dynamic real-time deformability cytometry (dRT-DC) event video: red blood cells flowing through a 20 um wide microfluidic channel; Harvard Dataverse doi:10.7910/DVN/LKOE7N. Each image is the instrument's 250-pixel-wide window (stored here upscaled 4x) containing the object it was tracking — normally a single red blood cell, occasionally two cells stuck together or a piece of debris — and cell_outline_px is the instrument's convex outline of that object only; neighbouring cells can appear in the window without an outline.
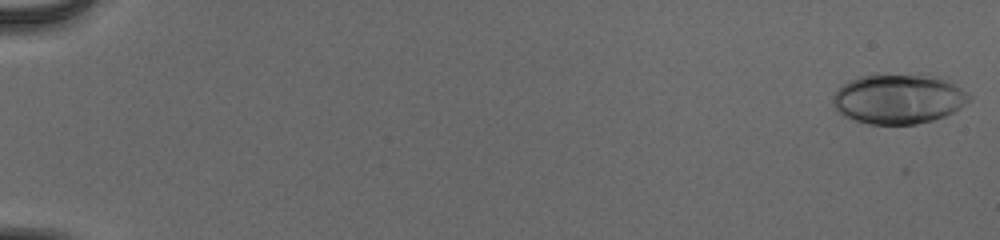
{"species": "human", "species_latin": "Homo sapiens", "temperature_condition": "cold", "stored_images_in_passage": 54, "camera_frame_rate_fps": 3000, "um_per_image_px": 0.085, "donor": {"sex": "male"}, "frame": {"image": 1, "passage_image": 1, "time_ms": 0.0, "image_size_px": [1000, 240], "cell_outline_px": [[972, 96], [960, 108], [944, 116], [932, 120], [916, 124], [868, 124], [844, 116], [836, 108], [832, 100], [832, 96], [836, 88], [848, 80], [860, 76], [920, 72], [928, 72], [968, 92]], "centroid_in_image_um": [76.35, 8.36], "position_along_channel_um": 8.6, "area_um2": 40.06}}
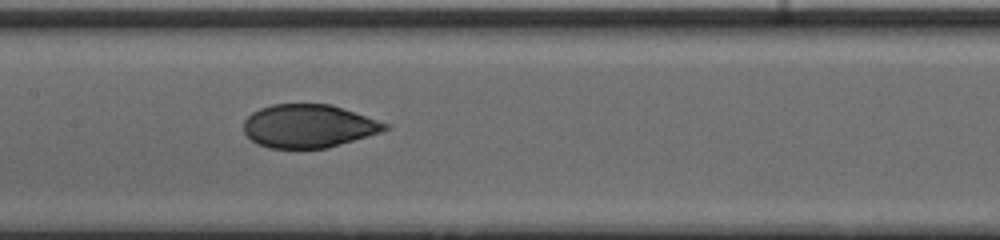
{"frame": {"image": 2, "passage_image": 29, "time_ms": 9.333, "image_size_px": [1000, 240], "cell_outline_px": [[388, 128], [384, 132], [328, 148], [268, 148], [256, 144], [244, 132], [244, 120], [252, 112], [260, 108], [272, 104], [332, 104], [388, 124]], "centroid_in_image_um": [26.23, 10.72], "position_along_channel_um": 181.2, "area_um2": 35.72}}
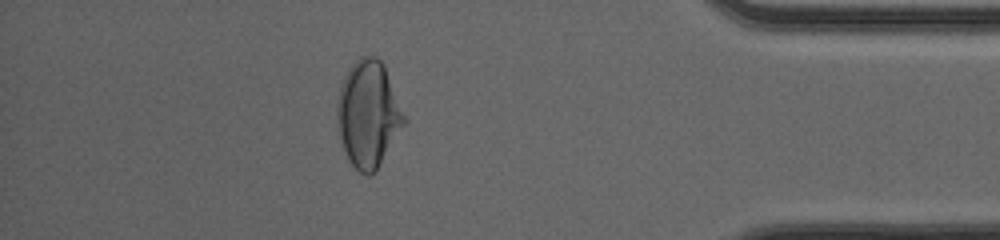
{"frame": {"image": 3, "passage_image": 48, "time_ms": 15.667, "image_size_px": [1000, 240], "cell_outline_px": [[408, 120], [376, 172], [368, 176], [364, 176], [352, 164], [344, 148], [336, 128], [336, 100], [344, 76], [348, 68], [360, 56], [376, 56], [384, 64]], "centroid_in_image_um": [31.31, 9.69], "position_along_channel_um": 403.9, "area_um2": 42.19}, "authors_computed_cell_mechanics": {"area_um2": 37.3099, "velocity_mm_per_s": 3.9963, "shape_relaxation_time_tau1_ms": 7.1881, "shape_relaxation_time_tau2_ms": 0.8014, "deformation_change_tau1": 0.218, "deformation_change_tau2": 0.0429}}